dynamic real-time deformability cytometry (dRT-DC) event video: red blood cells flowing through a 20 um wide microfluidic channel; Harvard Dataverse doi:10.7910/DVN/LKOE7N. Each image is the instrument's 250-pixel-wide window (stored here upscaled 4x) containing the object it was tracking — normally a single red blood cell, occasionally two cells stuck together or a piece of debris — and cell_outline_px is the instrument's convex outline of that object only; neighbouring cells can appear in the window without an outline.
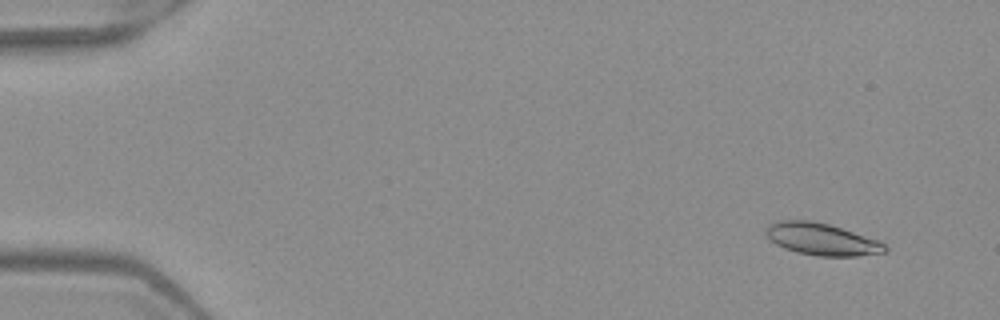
{"species": "Egyptian fruit bat (a non-hibernating species)", "species_latin": "Rousettus aegyptiacus", "temperature_condition": "warm", "stored_images_in_passage": 6, "camera_frame_rate_fps": 3000, "um_per_image_px": 0.085, "frame": {"image": 1, "passage_image": 2, "time_ms": 0.333, "image_size_px": [1000, 320], "cell_outline_px": [[888, 248], [884, 252], [856, 256], [816, 256], [796, 252], [784, 248], [776, 244], [764, 236], [764, 228], [772, 220], [812, 220], [828, 224], [876, 240], [884, 244]], "centroid_in_image_um": [69.72, 20.32], "position_along_channel_um": 15.3, "area_um2": 22.25}}